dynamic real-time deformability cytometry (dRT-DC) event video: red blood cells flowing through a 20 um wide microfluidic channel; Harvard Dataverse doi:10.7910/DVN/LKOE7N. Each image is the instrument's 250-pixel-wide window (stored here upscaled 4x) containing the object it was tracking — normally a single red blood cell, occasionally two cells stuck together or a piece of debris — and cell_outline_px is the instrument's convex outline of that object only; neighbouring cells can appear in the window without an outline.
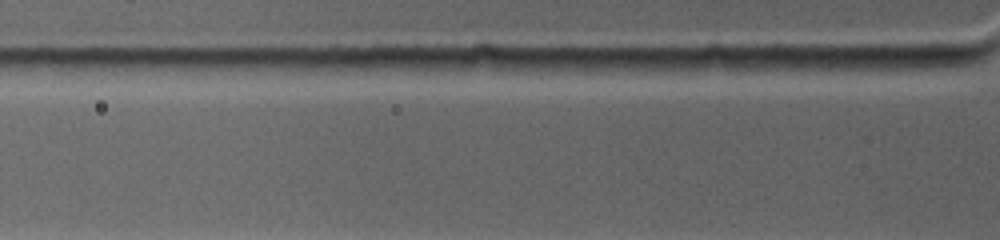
{"species": "common noctule bat (a hibernating species)", "species_latin": "Nyctalus noctula", "temperature_condition": "warm", "stored_images_in_passage": 2, "camera_frame_rate_fps": 4500, "um_per_image_px": 0.085, "animal": {"sex": "female", "body_mass_g": 19.0, "forearm_length_mm": 53.3}, "frame": {"image": 1, "passage_image": 2, "time_ms": 0.222, "image_size_px": [1000, 240], "cell_outline_px": [[984, 60], [972, 64], [908, 76], [848, 76], [840, 68], [848, 56], [984, 56]], "centroid_in_image_um": [76.75, 5.51], "position_along_channel_um": 49.1, "area_um2": 16.24}}